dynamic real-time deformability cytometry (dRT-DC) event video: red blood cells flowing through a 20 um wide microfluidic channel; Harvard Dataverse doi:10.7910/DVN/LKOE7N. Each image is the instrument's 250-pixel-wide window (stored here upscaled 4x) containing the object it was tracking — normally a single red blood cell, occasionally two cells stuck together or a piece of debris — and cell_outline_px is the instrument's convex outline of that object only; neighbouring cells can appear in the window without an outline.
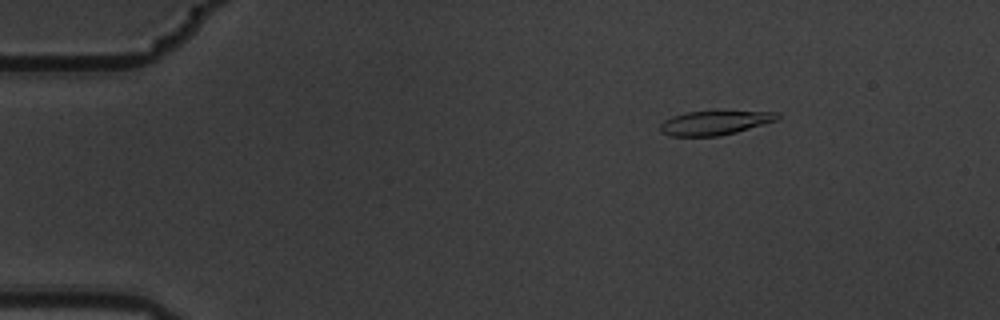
{"species": "common noctule bat (a hibernating species)", "species_latin": "Nyctalus noctula", "temperature_condition": "warm", "stored_images_in_passage": 9, "camera_frame_rate_fps": 3000, "um_per_image_px": 0.085, "animal": {"sex": "male", "body_mass_g": 19.5, "forearm_length_mm": 54.6}, "frame": {"image": 1, "passage_image": 1, "time_ms": 0.0, "image_size_px": [1000, 320], "cell_outline_px": [[780, 120], [736, 132], [720, 136], [668, 136], [660, 132], [660, 124], [664, 120], [672, 116], [688, 112], [716, 108], [780, 112]], "centroid_in_image_um": [60.84, 10.38], "position_along_channel_um": 24.2, "area_um2": 17.74}}
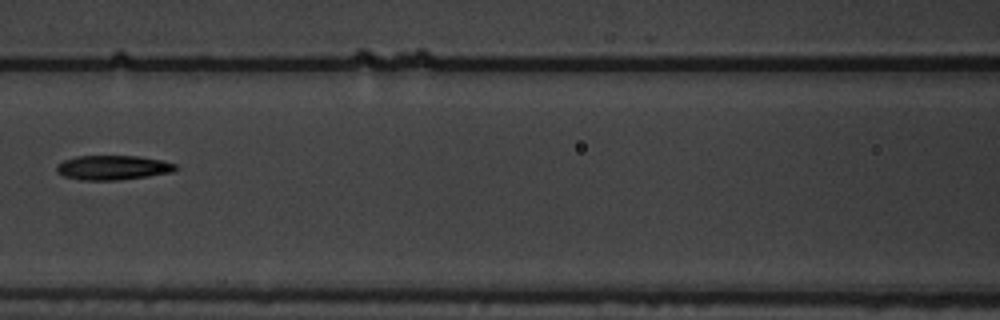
{"frame": {"image": 2, "passage_image": 6, "time_ms": 1.667, "image_size_px": [1000, 320], "cell_outline_px": [[180, 168], [172, 172], [148, 176], [116, 180], [80, 180], [64, 176], [56, 172], [56, 164], [64, 160], [76, 156], [140, 156], [160, 160], [176, 164]], "centroid_in_image_um": [9.58, 14.24], "position_along_channel_um": 157.0, "area_um2": 17.05}}
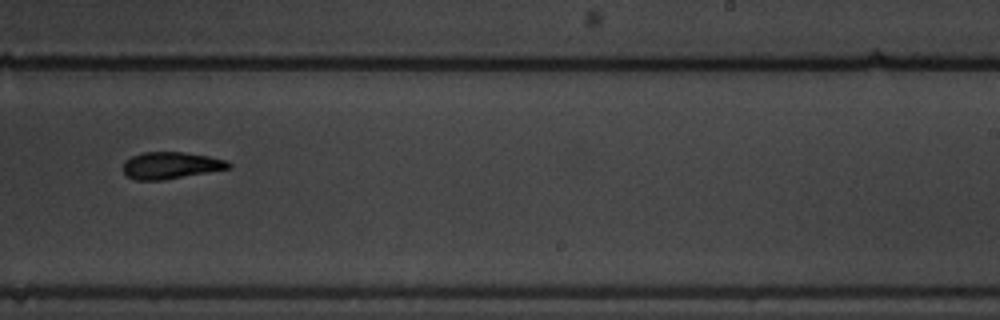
{"frame": {"image": 3, "passage_image": 9, "time_ms": 2.667, "image_size_px": [1000, 320], "cell_outline_px": [[232, 168], [164, 180], [136, 180], [128, 176], [124, 172], [124, 160], [132, 156], [144, 152], [184, 152], [208, 156], [228, 160], [232, 164]], "centroid_in_image_um": [14.56, 14.06], "position_along_channel_um": 274.4, "area_um2": 16.59}}